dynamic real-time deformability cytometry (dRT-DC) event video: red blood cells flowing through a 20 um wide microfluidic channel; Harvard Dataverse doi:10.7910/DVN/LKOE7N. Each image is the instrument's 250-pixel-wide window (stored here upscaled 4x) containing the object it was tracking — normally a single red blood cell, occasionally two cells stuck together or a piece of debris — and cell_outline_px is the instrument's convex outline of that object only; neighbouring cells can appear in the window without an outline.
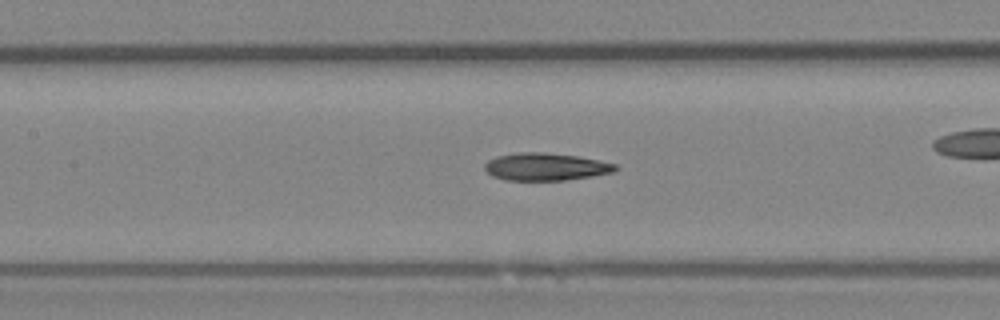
{"species": "Egyptian fruit bat (a non-hibernating species)", "species_latin": "Rousettus aegyptiacus", "temperature_condition": "room temperature", "stored_images_in_passage": 50, "camera_frame_rate_fps": 3000, "um_per_image_px": 0.085, "animal": {"sex": "female"}, "frame": {"image": 1, "passage_image": 22, "time_ms": 7.0, "image_size_px": [1000, 320], "cell_outline_px": [[620, 168], [616, 172], [592, 176], [564, 180], [504, 180], [492, 176], [484, 168], [484, 164], [488, 160], [496, 156], [520, 152], [544, 152], [576, 156], [616, 164]], "centroid_in_image_um": [46.38, 14.18], "position_along_channel_um": 161.0, "area_um2": 20.98}, "authors_computed_cell_mechanics": {"area_um2": 20.9236, "velocity_mm_per_s": 4.0635, "shape_relaxation_time_tau1_ms": null, "shape_relaxation_time_tau2_ms": 5.2528, "deformation_change_tau1": null, "deformation_change_tau2": 0.1485}}